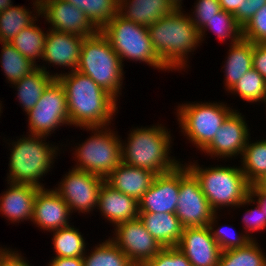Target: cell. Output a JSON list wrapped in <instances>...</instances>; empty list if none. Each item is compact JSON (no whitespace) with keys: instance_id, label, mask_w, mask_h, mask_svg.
I'll list each match as a JSON object with an SVG mask.
<instances>
[{"instance_id":"6da1fadb","label":"cell","mask_w":266,"mask_h":266,"mask_svg":"<svg viewBox=\"0 0 266 266\" xmlns=\"http://www.w3.org/2000/svg\"><path fill=\"white\" fill-rule=\"evenodd\" d=\"M63 86L69 114L70 125L104 127L109 125L117 110L116 99L97 85L89 76L77 70L68 74H55Z\"/></svg>"},{"instance_id":"7a4b0ae2","label":"cell","mask_w":266,"mask_h":266,"mask_svg":"<svg viewBox=\"0 0 266 266\" xmlns=\"http://www.w3.org/2000/svg\"><path fill=\"white\" fill-rule=\"evenodd\" d=\"M147 28L153 48L168 70L184 68L186 54L201 41L191 17L184 15L181 9H175Z\"/></svg>"},{"instance_id":"3957f363","label":"cell","mask_w":266,"mask_h":266,"mask_svg":"<svg viewBox=\"0 0 266 266\" xmlns=\"http://www.w3.org/2000/svg\"><path fill=\"white\" fill-rule=\"evenodd\" d=\"M170 136L161 126L137 127L129 134L128 143L121 144L122 163L148 169L157 175L173 170L180 162L168 155Z\"/></svg>"},{"instance_id":"277c9868","label":"cell","mask_w":266,"mask_h":266,"mask_svg":"<svg viewBox=\"0 0 266 266\" xmlns=\"http://www.w3.org/2000/svg\"><path fill=\"white\" fill-rule=\"evenodd\" d=\"M199 180L202 192L216 212L224 206H241L255 203L250 184L241 168L211 167L203 169L196 164L186 165ZM217 208V209H216Z\"/></svg>"},{"instance_id":"5b68a950","label":"cell","mask_w":266,"mask_h":266,"mask_svg":"<svg viewBox=\"0 0 266 266\" xmlns=\"http://www.w3.org/2000/svg\"><path fill=\"white\" fill-rule=\"evenodd\" d=\"M76 70L89 76L117 100L124 75L123 65L101 31L84 38Z\"/></svg>"},{"instance_id":"8992f818","label":"cell","mask_w":266,"mask_h":266,"mask_svg":"<svg viewBox=\"0 0 266 266\" xmlns=\"http://www.w3.org/2000/svg\"><path fill=\"white\" fill-rule=\"evenodd\" d=\"M45 136L29 135L13 142L10 154L9 183L30 184L44 188L38 181L41 176L48 173L57 147L42 142ZM56 149V150H55Z\"/></svg>"},{"instance_id":"52a82bcc","label":"cell","mask_w":266,"mask_h":266,"mask_svg":"<svg viewBox=\"0 0 266 266\" xmlns=\"http://www.w3.org/2000/svg\"><path fill=\"white\" fill-rule=\"evenodd\" d=\"M100 31L121 62L123 58H128L146 62L158 69H168L157 56L146 26L125 20L117 13Z\"/></svg>"},{"instance_id":"ba28073f","label":"cell","mask_w":266,"mask_h":266,"mask_svg":"<svg viewBox=\"0 0 266 266\" xmlns=\"http://www.w3.org/2000/svg\"><path fill=\"white\" fill-rule=\"evenodd\" d=\"M105 128L87 127V130L95 131L94 135L82 145L79 144L80 147L75 151L79 162L75 169L98 175L104 179L122 162V143L112 130Z\"/></svg>"},{"instance_id":"9c48e42d","label":"cell","mask_w":266,"mask_h":266,"mask_svg":"<svg viewBox=\"0 0 266 266\" xmlns=\"http://www.w3.org/2000/svg\"><path fill=\"white\" fill-rule=\"evenodd\" d=\"M220 103H191L178 107V121L188 139L203 150L233 111Z\"/></svg>"},{"instance_id":"30bf717a","label":"cell","mask_w":266,"mask_h":266,"mask_svg":"<svg viewBox=\"0 0 266 266\" xmlns=\"http://www.w3.org/2000/svg\"><path fill=\"white\" fill-rule=\"evenodd\" d=\"M181 165L179 199L175 215L184 228L208 226L216 212L202 192L199 180L187 166Z\"/></svg>"},{"instance_id":"8fae6325","label":"cell","mask_w":266,"mask_h":266,"mask_svg":"<svg viewBox=\"0 0 266 266\" xmlns=\"http://www.w3.org/2000/svg\"><path fill=\"white\" fill-rule=\"evenodd\" d=\"M31 135L48 136L62 124H70L63 86L55 79L28 113Z\"/></svg>"},{"instance_id":"7c38bea8","label":"cell","mask_w":266,"mask_h":266,"mask_svg":"<svg viewBox=\"0 0 266 266\" xmlns=\"http://www.w3.org/2000/svg\"><path fill=\"white\" fill-rule=\"evenodd\" d=\"M33 4L38 13L36 16L44 15L46 21L52 24V30L82 37L100 31L83 11L64 0H36Z\"/></svg>"},{"instance_id":"4fadbf2b","label":"cell","mask_w":266,"mask_h":266,"mask_svg":"<svg viewBox=\"0 0 266 266\" xmlns=\"http://www.w3.org/2000/svg\"><path fill=\"white\" fill-rule=\"evenodd\" d=\"M105 179L86 171L72 168L55 191L69 206L81 212L92 211L98 205V196Z\"/></svg>"},{"instance_id":"5bb4252c","label":"cell","mask_w":266,"mask_h":266,"mask_svg":"<svg viewBox=\"0 0 266 266\" xmlns=\"http://www.w3.org/2000/svg\"><path fill=\"white\" fill-rule=\"evenodd\" d=\"M111 240L132 263L148 262L163 247L152 237L139 218L116 225Z\"/></svg>"},{"instance_id":"9a60e30c","label":"cell","mask_w":266,"mask_h":266,"mask_svg":"<svg viewBox=\"0 0 266 266\" xmlns=\"http://www.w3.org/2000/svg\"><path fill=\"white\" fill-rule=\"evenodd\" d=\"M180 188V164L156 175L151 187L138 200L139 213L175 214Z\"/></svg>"},{"instance_id":"2e32d148","label":"cell","mask_w":266,"mask_h":266,"mask_svg":"<svg viewBox=\"0 0 266 266\" xmlns=\"http://www.w3.org/2000/svg\"><path fill=\"white\" fill-rule=\"evenodd\" d=\"M233 110L216 132L213 140L202 150L220 157H232L243 153L249 138V129L241 113Z\"/></svg>"},{"instance_id":"e0dca14e","label":"cell","mask_w":266,"mask_h":266,"mask_svg":"<svg viewBox=\"0 0 266 266\" xmlns=\"http://www.w3.org/2000/svg\"><path fill=\"white\" fill-rule=\"evenodd\" d=\"M176 247L192 266H218L222 252L208 226L183 228Z\"/></svg>"},{"instance_id":"ac0fdd59","label":"cell","mask_w":266,"mask_h":266,"mask_svg":"<svg viewBox=\"0 0 266 266\" xmlns=\"http://www.w3.org/2000/svg\"><path fill=\"white\" fill-rule=\"evenodd\" d=\"M69 206L55 191L40 188L36 193L32 221L43 230L55 231L69 226Z\"/></svg>"},{"instance_id":"d6986e66","label":"cell","mask_w":266,"mask_h":266,"mask_svg":"<svg viewBox=\"0 0 266 266\" xmlns=\"http://www.w3.org/2000/svg\"><path fill=\"white\" fill-rule=\"evenodd\" d=\"M85 37L75 34L49 30L46 33L43 59L50 64L77 69Z\"/></svg>"},{"instance_id":"ffe728a7","label":"cell","mask_w":266,"mask_h":266,"mask_svg":"<svg viewBox=\"0 0 266 266\" xmlns=\"http://www.w3.org/2000/svg\"><path fill=\"white\" fill-rule=\"evenodd\" d=\"M156 175L148 169L129 166L121 162L105 178V182L113 189L138 201L151 187Z\"/></svg>"},{"instance_id":"44dd1931","label":"cell","mask_w":266,"mask_h":266,"mask_svg":"<svg viewBox=\"0 0 266 266\" xmlns=\"http://www.w3.org/2000/svg\"><path fill=\"white\" fill-rule=\"evenodd\" d=\"M98 209L104 217L116 225L138 218V201L113 189L106 182L102 184L98 196Z\"/></svg>"},{"instance_id":"7402d4cb","label":"cell","mask_w":266,"mask_h":266,"mask_svg":"<svg viewBox=\"0 0 266 266\" xmlns=\"http://www.w3.org/2000/svg\"><path fill=\"white\" fill-rule=\"evenodd\" d=\"M40 188L30 184L10 183L9 189L2 194L0 211L8 220L18 222L33 218L34 201Z\"/></svg>"},{"instance_id":"603a6c76","label":"cell","mask_w":266,"mask_h":266,"mask_svg":"<svg viewBox=\"0 0 266 266\" xmlns=\"http://www.w3.org/2000/svg\"><path fill=\"white\" fill-rule=\"evenodd\" d=\"M174 10L168 0H118V14L122 18L146 27Z\"/></svg>"},{"instance_id":"cb8c5ba5","label":"cell","mask_w":266,"mask_h":266,"mask_svg":"<svg viewBox=\"0 0 266 266\" xmlns=\"http://www.w3.org/2000/svg\"><path fill=\"white\" fill-rule=\"evenodd\" d=\"M138 218L163 248L177 246L184 227L175 214L139 213Z\"/></svg>"},{"instance_id":"d4e9b609","label":"cell","mask_w":266,"mask_h":266,"mask_svg":"<svg viewBox=\"0 0 266 266\" xmlns=\"http://www.w3.org/2000/svg\"><path fill=\"white\" fill-rule=\"evenodd\" d=\"M56 79L44 66L37 67L29 75L13 83L17 87L18 99L25 112H29L37 104L46 88Z\"/></svg>"},{"instance_id":"484cf974","label":"cell","mask_w":266,"mask_h":266,"mask_svg":"<svg viewBox=\"0 0 266 266\" xmlns=\"http://www.w3.org/2000/svg\"><path fill=\"white\" fill-rule=\"evenodd\" d=\"M253 49L254 43L243 38L231 45L224 66L227 90L230 91L253 68Z\"/></svg>"},{"instance_id":"4316f807","label":"cell","mask_w":266,"mask_h":266,"mask_svg":"<svg viewBox=\"0 0 266 266\" xmlns=\"http://www.w3.org/2000/svg\"><path fill=\"white\" fill-rule=\"evenodd\" d=\"M242 156L241 170L247 182L254 185L266 174V139L250 144L248 139Z\"/></svg>"},{"instance_id":"83f0119b","label":"cell","mask_w":266,"mask_h":266,"mask_svg":"<svg viewBox=\"0 0 266 266\" xmlns=\"http://www.w3.org/2000/svg\"><path fill=\"white\" fill-rule=\"evenodd\" d=\"M34 23L21 30L9 43L36 65L37 58L43 59L46 34Z\"/></svg>"},{"instance_id":"f1b7e54d","label":"cell","mask_w":266,"mask_h":266,"mask_svg":"<svg viewBox=\"0 0 266 266\" xmlns=\"http://www.w3.org/2000/svg\"><path fill=\"white\" fill-rule=\"evenodd\" d=\"M1 65L6 78L13 84L29 75L38 66L24 57L11 43L2 42Z\"/></svg>"},{"instance_id":"f546056e","label":"cell","mask_w":266,"mask_h":266,"mask_svg":"<svg viewBox=\"0 0 266 266\" xmlns=\"http://www.w3.org/2000/svg\"><path fill=\"white\" fill-rule=\"evenodd\" d=\"M31 13L22 6H12L0 12V43L11 41L21 30L37 20Z\"/></svg>"},{"instance_id":"4dcf8cb0","label":"cell","mask_w":266,"mask_h":266,"mask_svg":"<svg viewBox=\"0 0 266 266\" xmlns=\"http://www.w3.org/2000/svg\"><path fill=\"white\" fill-rule=\"evenodd\" d=\"M218 266H266V255L253 239L245 247L222 251Z\"/></svg>"},{"instance_id":"1f68e13d","label":"cell","mask_w":266,"mask_h":266,"mask_svg":"<svg viewBox=\"0 0 266 266\" xmlns=\"http://www.w3.org/2000/svg\"><path fill=\"white\" fill-rule=\"evenodd\" d=\"M83 11L101 30L117 13L118 0H64Z\"/></svg>"},{"instance_id":"d6a6232c","label":"cell","mask_w":266,"mask_h":266,"mask_svg":"<svg viewBox=\"0 0 266 266\" xmlns=\"http://www.w3.org/2000/svg\"><path fill=\"white\" fill-rule=\"evenodd\" d=\"M56 257H83L86 243L78 229L70 225L53 231Z\"/></svg>"},{"instance_id":"836d02e7","label":"cell","mask_w":266,"mask_h":266,"mask_svg":"<svg viewBox=\"0 0 266 266\" xmlns=\"http://www.w3.org/2000/svg\"><path fill=\"white\" fill-rule=\"evenodd\" d=\"M130 259L110 238L83 256V266H130Z\"/></svg>"},{"instance_id":"e575fe53","label":"cell","mask_w":266,"mask_h":266,"mask_svg":"<svg viewBox=\"0 0 266 266\" xmlns=\"http://www.w3.org/2000/svg\"><path fill=\"white\" fill-rule=\"evenodd\" d=\"M213 30L222 41L231 38V45L243 38L242 27L237 23L232 13L224 10L219 11L200 30L202 41L205 29Z\"/></svg>"},{"instance_id":"d590c367","label":"cell","mask_w":266,"mask_h":266,"mask_svg":"<svg viewBox=\"0 0 266 266\" xmlns=\"http://www.w3.org/2000/svg\"><path fill=\"white\" fill-rule=\"evenodd\" d=\"M230 91L248 102H266V80L253 68Z\"/></svg>"},{"instance_id":"8d00e7d4","label":"cell","mask_w":266,"mask_h":266,"mask_svg":"<svg viewBox=\"0 0 266 266\" xmlns=\"http://www.w3.org/2000/svg\"><path fill=\"white\" fill-rule=\"evenodd\" d=\"M216 214L217 213H215L213 217L211 218V221L209 222L208 227L211 231L212 237L215 239L221 251L245 247L250 241L253 240V238L249 236V234H246V235L240 234V236L238 235L236 236V232H234L233 235L229 234L231 237V239H229L230 238L228 237L229 229L227 231V229L224 226L221 228L219 227L218 229L214 230L213 225H215L214 223L216 222V218H217Z\"/></svg>"},{"instance_id":"74e56055","label":"cell","mask_w":266,"mask_h":266,"mask_svg":"<svg viewBox=\"0 0 266 266\" xmlns=\"http://www.w3.org/2000/svg\"><path fill=\"white\" fill-rule=\"evenodd\" d=\"M242 35L253 43H266V4L242 28Z\"/></svg>"},{"instance_id":"f35d334b","label":"cell","mask_w":266,"mask_h":266,"mask_svg":"<svg viewBox=\"0 0 266 266\" xmlns=\"http://www.w3.org/2000/svg\"><path fill=\"white\" fill-rule=\"evenodd\" d=\"M149 266H192L177 247H164L148 262Z\"/></svg>"},{"instance_id":"ab89813d","label":"cell","mask_w":266,"mask_h":266,"mask_svg":"<svg viewBox=\"0 0 266 266\" xmlns=\"http://www.w3.org/2000/svg\"><path fill=\"white\" fill-rule=\"evenodd\" d=\"M195 18L191 17L194 25L200 30L216 13L221 11L219 0H197Z\"/></svg>"},{"instance_id":"60d3db41","label":"cell","mask_w":266,"mask_h":266,"mask_svg":"<svg viewBox=\"0 0 266 266\" xmlns=\"http://www.w3.org/2000/svg\"><path fill=\"white\" fill-rule=\"evenodd\" d=\"M251 215V216H250ZM244 229L247 231H258L266 228V213L257 200V207L248 210L243 218Z\"/></svg>"},{"instance_id":"b9f144b4","label":"cell","mask_w":266,"mask_h":266,"mask_svg":"<svg viewBox=\"0 0 266 266\" xmlns=\"http://www.w3.org/2000/svg\"><path fill=\"white\" fill-rule=\"evenodd\" d=\"M266 4V0H244L242 9L233 14L237 23L243 28L254 14Z\"/></svg>"},{"instance_id":"7bdbcfd3","label":"cell","mask_w":266,"mask_h":266,"mask_svg":"<svg viewBox=\"0 0 266 266\" xmlns=\"http://www.w3.org/2000/svg\"><path fill=\"white\" fill-rule=\"evenodd\" d=\"M253 69L266 80V43H254Z\"/></svg>"},{"instance_id":"ee69618b","label":"cell","mask_w":266,"mask_h":266,"mask_svg":"<svg viewBox=\"0 0 266 266\" xmlns=\"http://www.w3.org/2000/svg\"><path fill=\"white\" fill-rule=\"evenodd\" d=\"M0 266H30L21 254L9 251L6 248L0 249Z\"/></svg>"},{"instance_id":"f6af8a7d","label":"cell","mask_w":266,"mask_h":266,"mask_svg":"<svg viewBox=\"0 0 266 266\" xmlns=\"http://www.w3.org/2000/svg\"><path fill=\"white\" fill-rule=\"evenodd\" d=\"M49 266H83V257H54Z\"/></svg>"},{"instance_id":"bcb514c9","label":"cell","mask_w":266,"mask_h":266,"mask_svg":"<svg viewBox=\"0 0 266 266\" xmlns=\"http://www.w3.org/2000/svg\"><path fill=\"white\" fill-rule=\"evenodd\" d=\"M244 0H219L221 10L234 14L237 9H242Z\"/></svg>"},{"instance_id":"7dc6e473","label":"cell","mask_w":266,"mask_h":266,"mask_svg":"<svg viewBox=\"0 0 266 266\" xmlns=\"http://www.w3.org/2000/svg\"><path fill=\"white\" fill-rule=\"evenodd\" d=\"M250 194L258 198L263 210L266 213V192H262L255 184L250 186Z\"/></svg>"},{"instance_id":"c3c4849f","label":"cell","mask_w":266,"mask_h":266,"mask_svg":"<svg viewBox=\"0 0 266 266\" xmlns=\"http://www.w3.org/2000/svg\"><path fill=\"white\" fill-rule=\"evenodd\" d=\"M255 185L262 191L266 192V174L255 183Z\"/></svg>"},{"instance_id":"681fc988","label":"cell","mask_w":266,"mask_h":266,"mask_svg":"<svg viewBox=\"0 0 266 266\" xmlns=\"http://www.w3.org/2000/svg\"><path fill=\"white\" fill-rule=\"evenodd\" d=\"M11 3V0H0V12L12 7L13 5Z\"/></svg>"},{"instance_id":"f907efd6","label":"cell","mask_w":266,"mask_h":266,"mask_svg":"<svg viewBox=\"0 0 266 266\" xmlns=\"http://www.w3.org/2000/svg\"><path fill=\"white\" fill-rule=\"evenodd\" d=\"M175 9H181V4L182 3L181 1L182 0H168Z\"/></svg>"},{"instance_id":"816d5d0a","label":"cell","mask_w":266,"mask_h":266,"mask_svg":"<svg viewBox=\"0 0 266 266\" xmlns=\"http://www.w3.org/2000/svg\"><path fill=\"white\" fill-rule=\"evenodd\" d=\"M130 266H149V264L147 262L131 263Z\"/></svg>"}]
</instances>
